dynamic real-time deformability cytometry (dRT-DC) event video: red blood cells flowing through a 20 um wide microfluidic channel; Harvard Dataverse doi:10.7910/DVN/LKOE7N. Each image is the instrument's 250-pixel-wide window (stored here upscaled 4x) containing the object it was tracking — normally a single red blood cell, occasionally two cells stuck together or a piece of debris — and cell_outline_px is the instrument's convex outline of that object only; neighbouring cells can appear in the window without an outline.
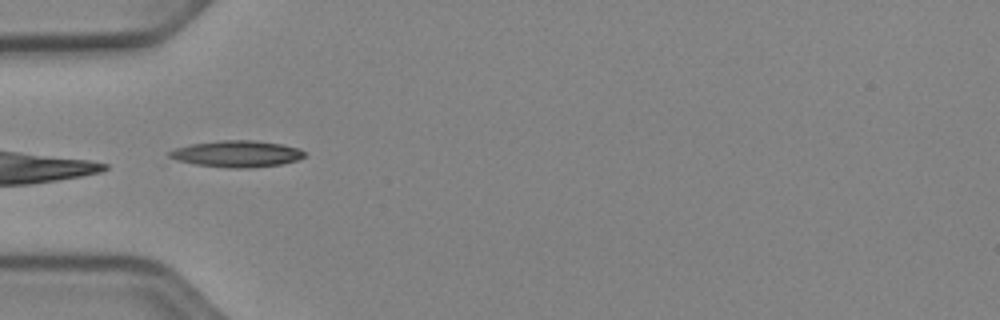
{"species": "Egyptian fruit bat (a non-hibernating species)", "species_latin": "Rousettus aegyptiacus", "temperature_condition": "cold", "stored_images_in_passage": 15, "camera_frame_rate_fps": 3000, "um_per_image_px": 0.085, "animal": {"sex": "female"}, "frame": {"image": 1, "passage_image": 1, "time_ms": 0.0, "image_size_px": [1000, 320], "cell_outline_px": [[304, 156], [296, 160], [280, 164], [248, 168], [228, 168], [196, 164], [176, 160], [168, 156], [164, 152], [176, 148], [192, 144], [220, 140], [256, 140], [280, 144], [300, 148], [304, 152]], "centroid_in_image_um": [20.09, 13.07], "position_along_channel_um": 64.9, "area_um2": 20.81}}